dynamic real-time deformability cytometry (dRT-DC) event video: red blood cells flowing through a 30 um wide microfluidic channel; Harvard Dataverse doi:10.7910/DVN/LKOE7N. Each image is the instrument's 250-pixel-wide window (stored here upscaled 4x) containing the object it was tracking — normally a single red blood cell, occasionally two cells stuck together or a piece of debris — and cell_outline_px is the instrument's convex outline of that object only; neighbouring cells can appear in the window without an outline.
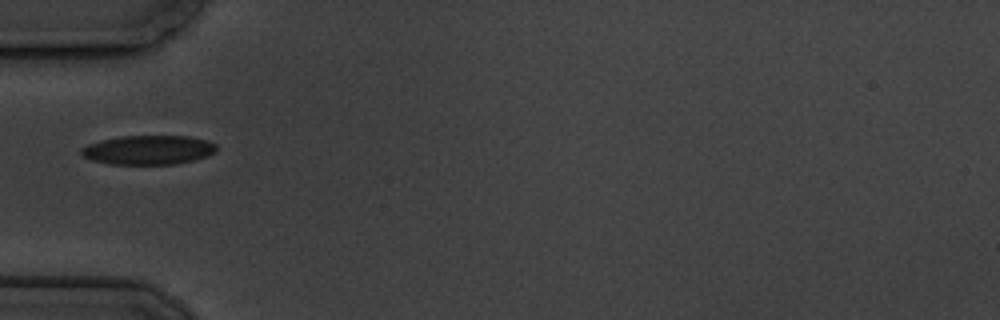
{"species": "common noctule bat (a hibernating species)", "species_latin": "Nyctalus noctula", "temperature_condition": "cold", "stored_images_in_passage": 15, "camera_frame_rate_fps": 3000, "um_per_image_px": 0.085, "animal": {"sex": "male", "body_mass_g": 19.5, "forearm_length_mm": 54.6}, "frame": {"image": 1, "passage_image": 5, "time_ms": 5.667, "image_size_px": [1000, 320], "cell_outline_px": [[216, 148], [208, 156], [176, 164], [108, 164], [92, 160], [84, 156], [80, 152], [80, 148], [88, 144], [100, 140], [120, 136], [188, 136], [204, 140], [216, 144]], "centroid_in_image_um": [12.56, 12.74], "position_along_channel_um": 72.4, "area_um2": 22.89}}
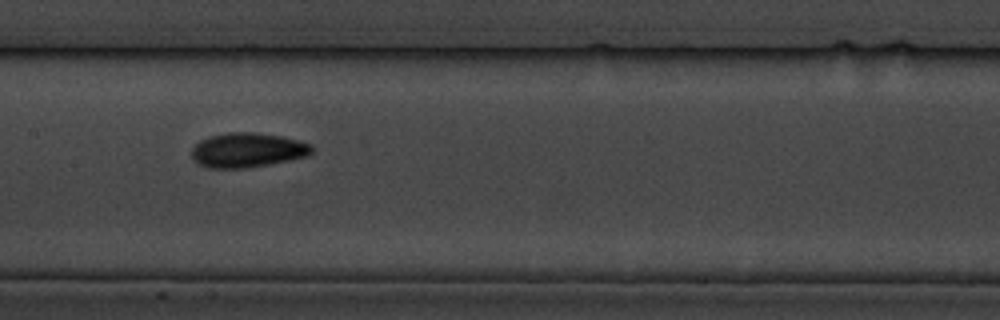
{"frame": {"image": 2, "passage_image": 8, "time_ms": 9.0, "image_size_px": [1000, 320], "cell_outline_px": [[312, 152], [308, 156], [268, 164], [244, 168], [208, 168], [196, 164], [192, 160], [192, 148], [200, 140], [208, 136], [228, 132], [252, 132], [280, 136], [312, 144]], "centroid_in_image_um": [20.98, 12.76], "position_along_channel_um": 186.4, "area_um2": 24.22}}
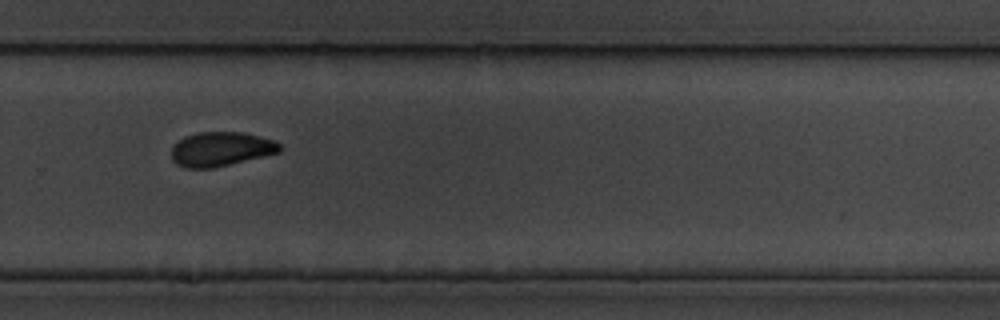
{"frame": {"image": 3, "passage_image": 11, "time_ms": 12.667, "image_size_px": [1000, 320], "cell_outline_px": [[280, 152], [264, 156], [212, 168], [184, 168], [176, 164], [172, 160], [172, 148], [184, 136], [200, 132], [244, 132], [260, 136], [272, 140], [280, 144]], "centroid_in_image_um": [18.76, 12.67], "position_along_channel_um": 311.0, "area_um2": 21.5}, "authors_computed_cell_mechanics": {"area_um2": 23.4668, "velocity_mm_per_s": 3.4174, "shape_relaxation_time_tau1_ms": 4.182, "shape_relaxation_time_tau2_ms": 2.3669, "deformation_change_tau1": 0.1026, "deformation_change_tau2": 0.0503}}